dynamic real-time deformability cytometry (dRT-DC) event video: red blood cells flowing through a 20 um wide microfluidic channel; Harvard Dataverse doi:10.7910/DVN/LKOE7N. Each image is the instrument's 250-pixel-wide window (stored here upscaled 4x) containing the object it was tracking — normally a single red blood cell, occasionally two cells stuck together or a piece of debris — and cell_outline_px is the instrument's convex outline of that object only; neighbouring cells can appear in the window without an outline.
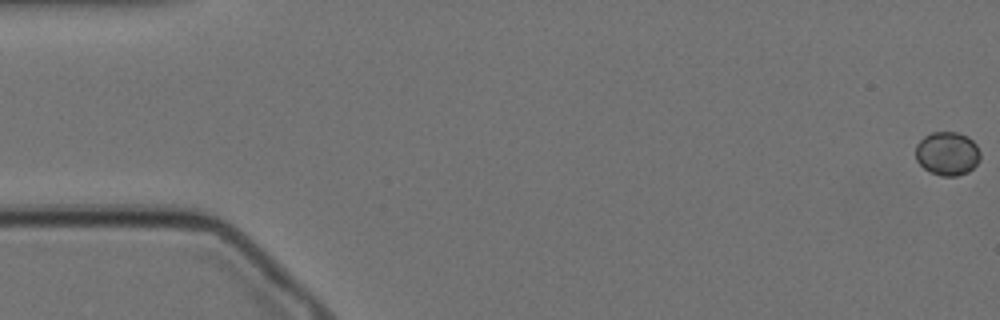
{"species": "Egyptian fruit bat (a non-hibernating species)", "species_latin": "Rousettus aegyptiacus", "temperature_condition": "cold", "stored_images_in_passage": 13, "camera_frame_rate_fps": 3000, "um_per_image_px": 0.085, "animal": {"sex": "female"}, "frame": {"image": 1, "passage_image": 1, "time_ms": 0.0, "image_size_px": [1000, 320], "cell_outline_px": [[980, 160], [968, 172], [956, 176], [940, 176], [924, 168], [916, 160], [916, 144], [924, 136], [932, 132], [956, 132], [968, 136], [976, 144], [980, 152]], "centroid_in_image_um": [80.53, 13.04], "position_along_channel_um": 4.5, "area_um2": 16.47}}
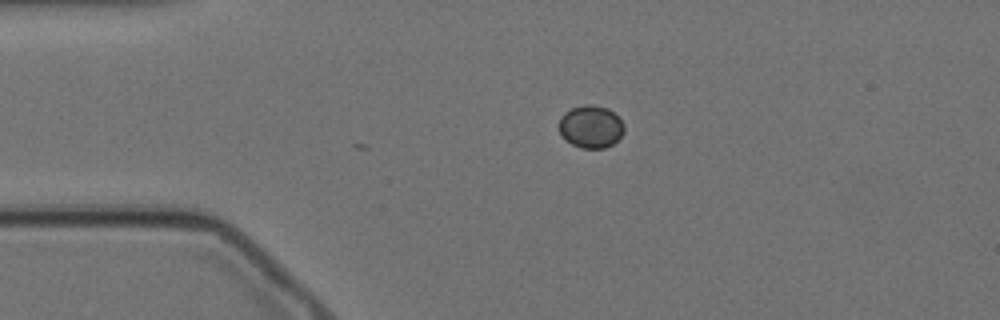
{"frame": {"image": 2, "passage_image": 13, "time_ms": 4.0, "image_size_px": [1000, 320], "cell_outline_px": [[624, 132], [612, 144], [604, 148], [580, 148], [564, 140], [556, 124], [560, 116], [564, 112], [572, 108], [584, 104], [592, 104], [608, 108], [624, 124]], "centroid_in_image_um": [50.16, 10.76], "position_along_channel_um": 34.8, "area_um2": 16.36}}